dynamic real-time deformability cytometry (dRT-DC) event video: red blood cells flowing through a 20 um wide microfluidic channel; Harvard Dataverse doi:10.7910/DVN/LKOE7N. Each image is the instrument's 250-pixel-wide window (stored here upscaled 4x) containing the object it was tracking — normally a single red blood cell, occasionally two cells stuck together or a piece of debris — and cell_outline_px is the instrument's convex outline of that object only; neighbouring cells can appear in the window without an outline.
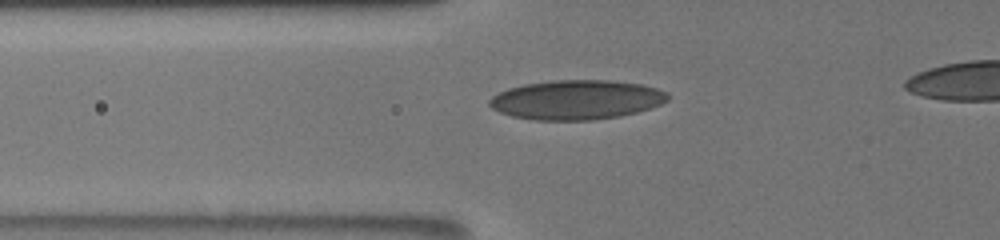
{"species": "human", "species_latin": "Homo sapiens", "temperature_condition": "room temperature", "stored_images_in_passage": 49, "camera_frame_rate_fps": 3000, "um_per_image_px": 0.085, "donor": {"sex": "male"}, "frame": {"image": 1, "passage_image": 18, "time_ms": 5.667, "image_size_px": [1000, 240], "cell_outline_px": [[668, 100], [660, 104], [636, 112], [620, 116], [592, 120], [532, 120], [512, 116], [500, 112], [492, 108], [488, 104], [488, 100], [492, 96], [508, 88], [524, 84], [552, 80], [608, 80], [640, 84], [656, 88], [668, 92]], "centroid_in_image_um": [48.97, 8.48], "position_along_channel_um": 76.8, "area_um2": 40.98}}
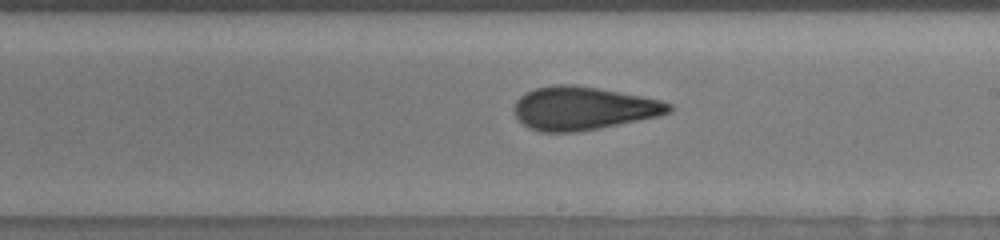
{"frame": {"image": 2, "passage_image": 31, "time_ms": 10.0, "image_size_px": [1000, 240], "cell_outline_px": [[672, 112], [660, 116], [600, 128], [576, 132], [540, 132], [528, 128], [516, 116], [516, 100], [520, 96], [536, 88], [552, 84], [572, 84], [596, 88], [640, 96], [660, 100], [672, 104]], "centroid_in_image_um": [49.59, 9.21], "position_along_channel_um": 239.4, "area_um2": 38.78}}
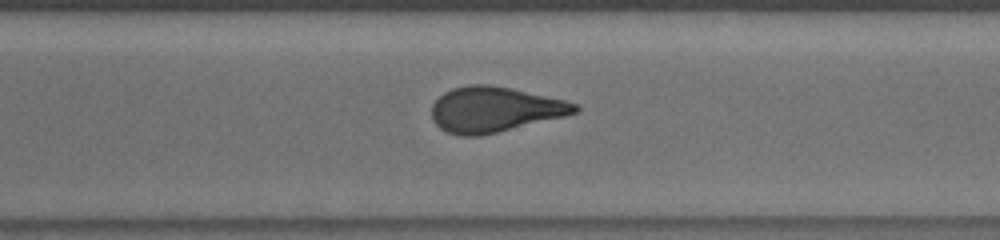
{"frame": {"image": 3, "passage_image": 38, "time_ms": 12.333, "image_size_px": [1000, 240], "cell_outline_px": [[580, 112], [564, 116], [480, 136], [460, 136], [448, 132], [440, 128], [432, 120], [432, 104], [444, 92], [452, 88], [468, 84], [488, 84], [512, 88], [564, 100], [576, 104], [580, 108]], "centroid_in_image_um": [42.02, 9.3], "position_along_channel_um": 328.6, "area_um2": 37.69}}